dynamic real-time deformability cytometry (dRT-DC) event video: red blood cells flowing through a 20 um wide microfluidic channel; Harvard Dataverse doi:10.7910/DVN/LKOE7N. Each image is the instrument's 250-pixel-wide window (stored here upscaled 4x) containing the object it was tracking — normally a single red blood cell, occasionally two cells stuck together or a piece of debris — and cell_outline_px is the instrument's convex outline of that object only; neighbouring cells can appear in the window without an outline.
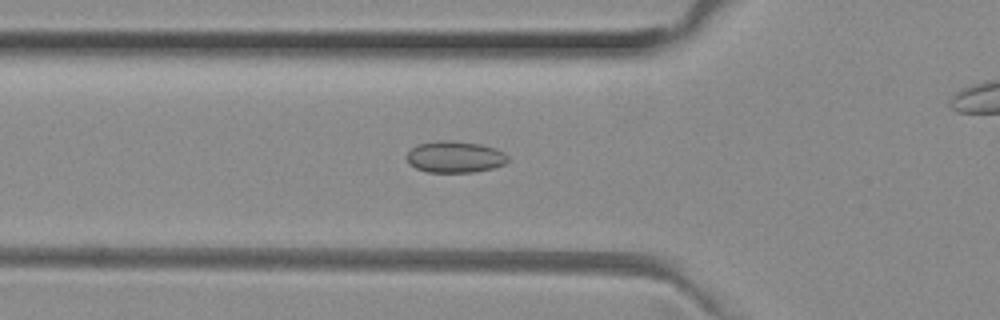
{"species": "common noctule bat (a hibernating species)", "species_latin": "Nyctalus noctula", "temperature_condition": "room temperature", "stored_images_in_passage": 36, "camera_frame_rate_fps": 3000, "um_per_image_px": 0.085, "animal": {"sex": "female", "body_mass_g": 29.2, "forearm_length_mm": 56.3}, "frame": {"image": 1, "passage_image": 10, "time_ms": 3.0, "image_size_px": [1000, 320], "cell_outline_px": [[508, 160], [504, 164], [492, 168], [476, 172], [428, 172], [416, 168], [408, 164], [408, 152], [416, 144], [440, 140], [448, 140], [480, 144], [496, 148], [504, 152], [508, 156]], "centroid_in_image_um": [38.67, 13.33], "position_along_channel_um": 87.1, "area_um2": 18.61}}
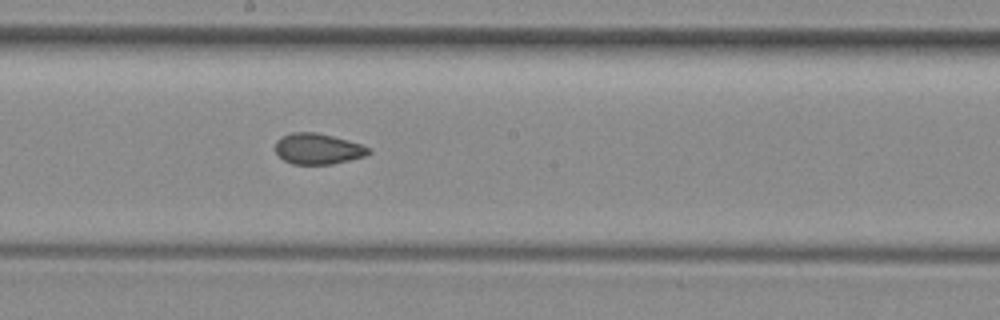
{"frame": {"image": 2, "passage_image": 20, "time_ms": 6.333, "image_size_px": [1000, 320], "cell_outline_px": [[372, 152], [364, 156], [332, 164], [292, 164], [284, 160], [276, 152], [276, 140], [280, 136], [292, 132], [316, 132], [348, 140], [372, 148]], "centroid_in_image_um": [27.02, 12.64], "position_along_channel_um": 221.2, "area_um2": 16.76}}
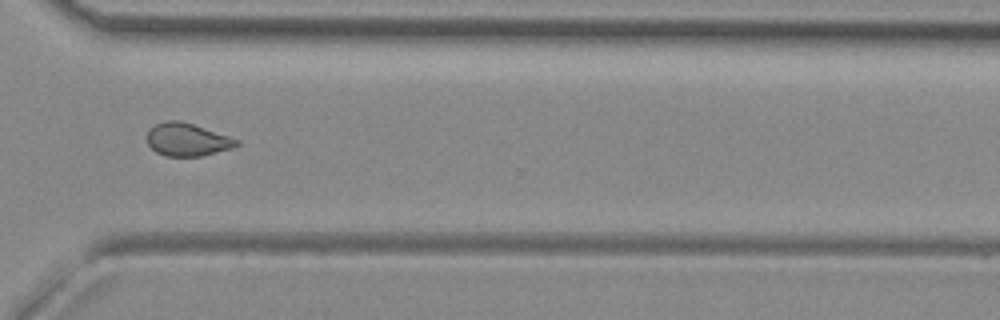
{"frame": {"image": 3, "passage_image": 30, "time_ms": 9.667, "image_size_px": [1000, 320], "cell_outline_px": [[240, 144], [232, 148], [200, 156], [168, 156], [156, 152], [148, 144], [148, 132], [156, 124], [164, 120], [180, 120], [240, 140]], "centroid_in_image_um": [15.92, 11.86], "position_along_channel_um": 354.7, "area_um2": 16.88}}